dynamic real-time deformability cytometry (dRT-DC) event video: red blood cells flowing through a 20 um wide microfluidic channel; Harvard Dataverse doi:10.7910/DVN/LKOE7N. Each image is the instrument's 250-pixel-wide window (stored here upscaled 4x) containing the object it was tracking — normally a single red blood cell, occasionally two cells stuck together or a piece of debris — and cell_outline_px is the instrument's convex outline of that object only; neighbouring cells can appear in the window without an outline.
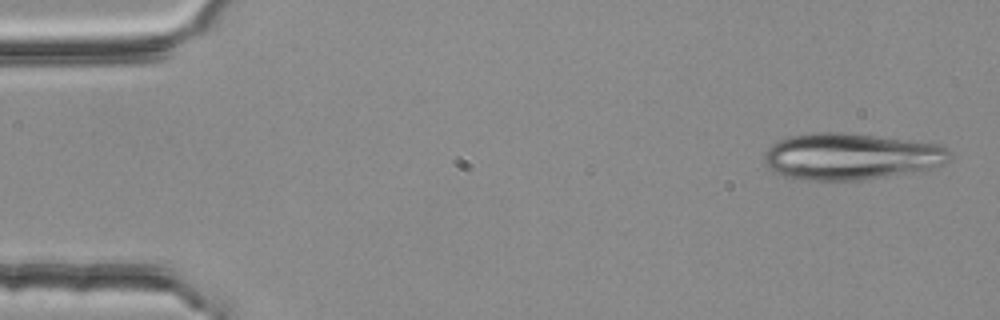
{"species": "common noctule bat (a hibernating species)", "species_latin": "Nyctalus noctula", "temperature_condition": "room temperature", "stored_images_in_passage": 3, "camera_frame_rate_fps": 3000, "um_per_image_px": 0.085, "animal": {"sex": "female", "body_mass_g": 25.1}, "frame": {"image": 1, "passage_image": 1, "time_ms": 0.0, "image_size_px": [1000, 320], "cell_outline_px": [[952, 156], [948, 160], [940, 164], [928, 168], [888, 176], [860, 180], [804, 180], [784, 176], [772, 172], [764, 164], [764, 152], [772, 144], [780, 140], [792, 136], [816, 132], [836, 132], [872, 136], [940, 144], [948, 148]], "centroid_in_image_um": [72.26, 13.3], "position_along_channel_um": 12.7, "area_um2": 49.88}}